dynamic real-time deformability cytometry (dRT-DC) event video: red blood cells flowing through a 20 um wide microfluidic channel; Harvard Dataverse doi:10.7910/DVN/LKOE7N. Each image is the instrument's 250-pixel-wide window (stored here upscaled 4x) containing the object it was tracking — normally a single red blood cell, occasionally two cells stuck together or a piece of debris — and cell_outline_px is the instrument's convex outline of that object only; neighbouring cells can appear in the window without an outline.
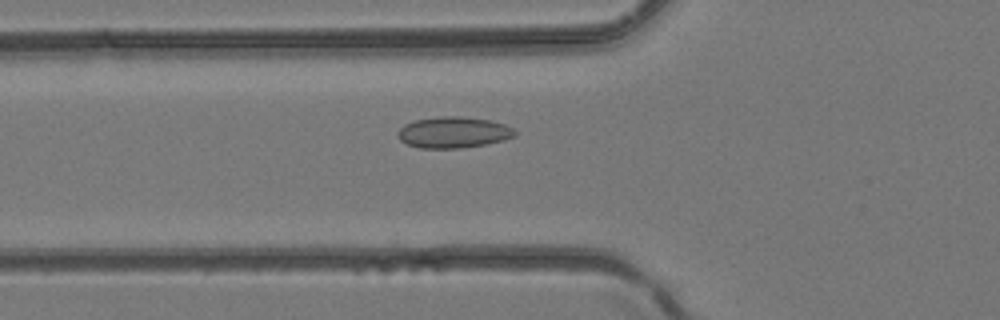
{"species": "common noctule bat (a hibernating species)", "species_latin": "Nyctalus noctula", "temperature_condition": "room temperature", "stored_images_in_passage": 36, "camera_frame_rate_fps": 3000, "um_per_image_px": 0.085, "animal": {"sex": "female", "body_mass_g": 24.6, "forearm_length_mm": 56.2}, "frame": {"image": 1, "passage_image": 9, "time_ms": 2.667, "image_size_px": [1000, 320], "cell_outline_px": [[516, 136], [504, 140], [488, 144], [464, 148], [420, 148], [408, 144], [400, 140], [396, 136], [400, 128], [404, 124], [416, 120], [440, 116], [460, 116], [492, 120], [516, 128]], "centroid_in_image_um": [38.58, 11.25], "position_along_channel_um": 87.2, "area_um2": 21.56}}
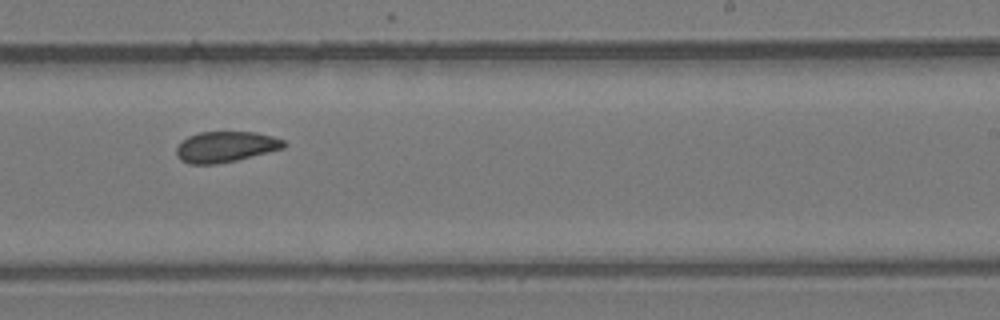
{"frame": {"image": 2, "passage_image": 20, "time_ms": 6.333, "image_size_px": [1000, 320], "cell_outline_px": [[288, 144], [284, 148], [236, 160], [216, 164], [188, 164], [180, 160], [176, 156], [176, 148], [188, 136], [200, 132], [256, 132], [272, 136], [284, 140]], "centroid_in_image_um": [19.18, 12.48], "position_along_channel_um": 269.8, "area_um2": 19.25}}
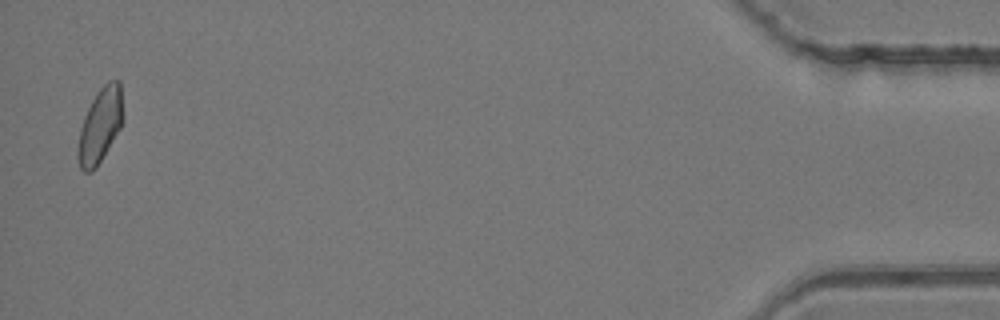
{"frame": {"image": 3, "passage_image": 35, "time_ms": 11.333, "image_size_px": [1000, 320], "cell_outline_px": [[124, 120], [120, 128], [96, 168], [92, 172], [84, 172], [80, 168], [76, 156], [76, 148], [80, 128], [84, 116], [96, 92], [108, 80], [120, 80], [124, 112]], "centroid_in_image_um": [8.51, 10.66], "position_along_channel_um": 426.7, "area_um2": 20.0}}